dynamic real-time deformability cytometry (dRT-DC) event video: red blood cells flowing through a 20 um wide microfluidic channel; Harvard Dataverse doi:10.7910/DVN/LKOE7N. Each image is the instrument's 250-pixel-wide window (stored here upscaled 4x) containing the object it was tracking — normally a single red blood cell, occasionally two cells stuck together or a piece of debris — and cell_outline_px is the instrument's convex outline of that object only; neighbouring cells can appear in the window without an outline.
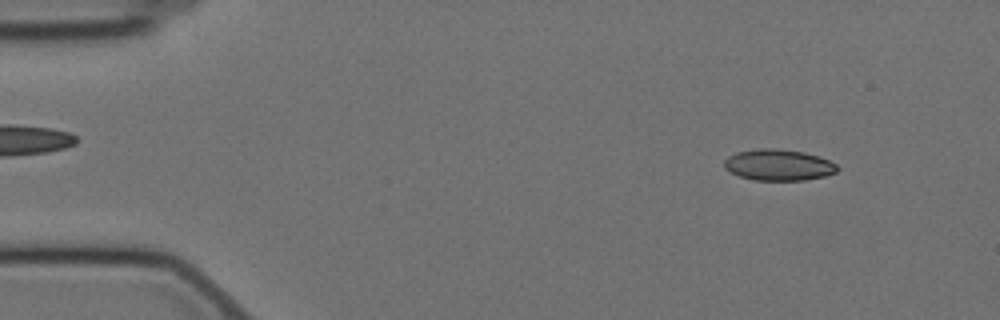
{"species": "Egyptian fruit bat (a non-hibernating species)", "species_latin": "Rousettus aegyptiacus", "temperature_condition": "cold", "stored_images_in_passage": 20, "camera_frame_rate_fps": 3000, "um_per_image_px": 0.085, "animal": {"sex": "female"}, "frame": {"image": 1, "passage_image": 6, "time_ms": 1.667, "image_size_px": [1000, 320], "cell_outline_px": [[840, 168], [836, 172], [824, 176], [804, 180], [752, 180], [740, 176], [724, 168], [724, 160], [728, 156], [736, 152], [760, 148], [772, 148], [804, 152], [828, 160], [836, 164]], "centroid_in_image_um": [66.16, 14.02], "position_along_channel_um": 18.8, "area_um2": 20.46}}
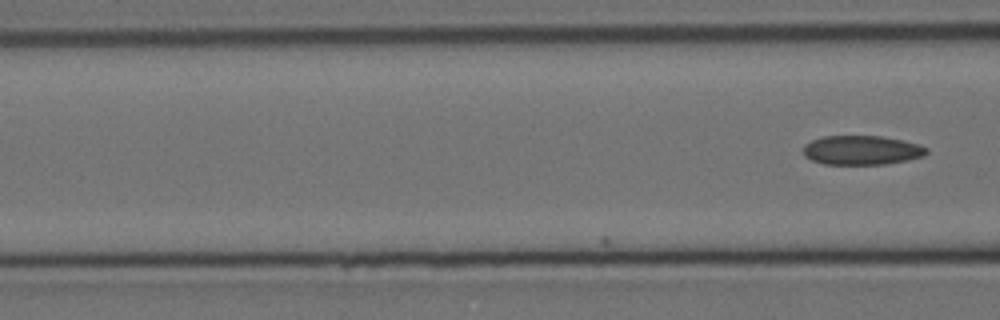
{"frame": {"image": 2, "passage_image": 20, "time_ms": 6.333, "image_size_px": [1000, 320], "cell_outline_px": [[928, 152], [924, 156], [908, 160], [884, 164], [824, 164], [812, 160], [804, 156], [804, 144], [820, 136], [880, 136], [920, 144], [928, 148]], "centroid_in_image_um": [73.25, 12.76], "position_along_channel_um": 93.4, "area_um2": 21.04}}